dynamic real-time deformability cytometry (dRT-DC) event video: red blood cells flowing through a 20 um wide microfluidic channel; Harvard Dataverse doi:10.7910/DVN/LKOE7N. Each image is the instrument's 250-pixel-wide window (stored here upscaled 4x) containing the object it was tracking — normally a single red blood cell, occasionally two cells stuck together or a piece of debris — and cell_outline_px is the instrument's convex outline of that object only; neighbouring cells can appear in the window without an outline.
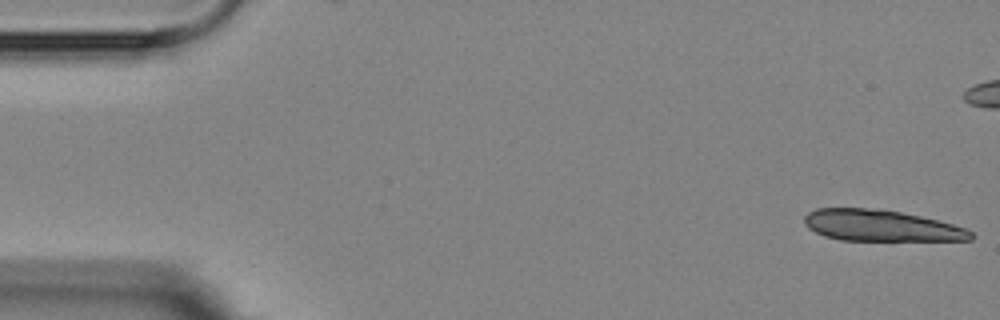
{"species": "Egyptian fruit bat (a non-hibernating species)", "species_latin": "Rousettus aegyptiacus", "temperature_condition": "room temperature", "stored_images_in_passage": 14, "camera_frame_rate_fps": 3000, "um_per_image_px": 0.085, "animal": {"sex": "female"}, "frame": {"image": 1, "passage_image": 1, "time_ms": 0.0, "image_size_px": [1000, 320], "cell_outline_px": [[976, 236], [972, 240], [840, 240], [824, 236], [808, 228], [804, 224], [804, 216], [808, 212], [816, 208], [876, 208], [900, 212], [920, 216], [968, 228]], "centroid_in_image_um": [74.88, 19.18], "position_along_channel_um": 10.1, "area_um2": 30.4}}
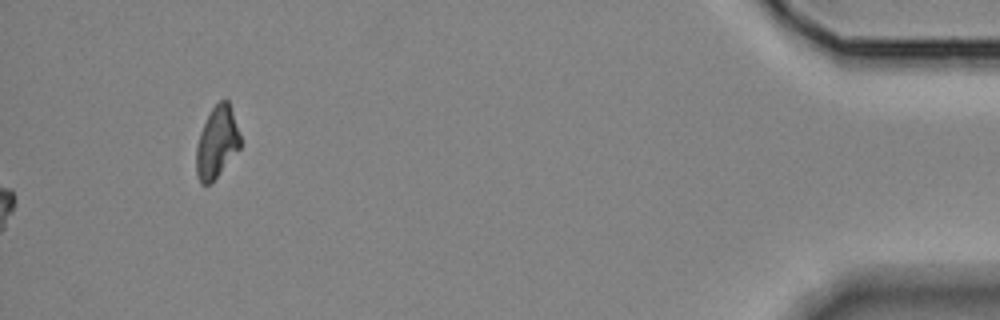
{"frame": {"image": 2, "passage_image": 14, "time_ms": 18.333, "image_size_px": [1000, 320], "cell_outline_px": [[240, 148], [216, 176], [208, 184], [200, 184], [196, 176], [196, 148], [200, 132], [212, 108], [220, 100], [228, 100], [240, 136]], "centroid_in_image_um": [18.41, 12.11], "position_along_channel_um": 416.8, "area_um2": 17.86}}